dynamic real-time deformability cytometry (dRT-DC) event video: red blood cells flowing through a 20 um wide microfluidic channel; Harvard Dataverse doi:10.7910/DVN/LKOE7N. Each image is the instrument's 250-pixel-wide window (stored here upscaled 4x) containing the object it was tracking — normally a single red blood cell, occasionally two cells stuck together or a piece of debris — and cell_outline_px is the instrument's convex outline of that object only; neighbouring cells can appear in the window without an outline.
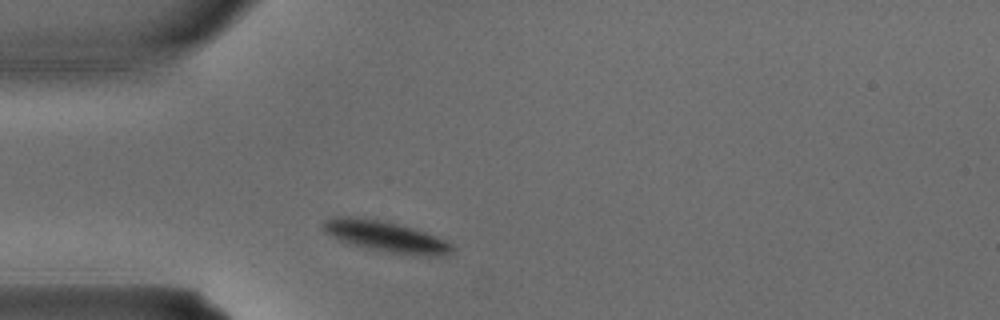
{"species": "common noctule bat (a hibernating species)", "species_latin": "Nyctalus noctula", "temperature_condition": "warm", "stored_images_in_passage": 1, "camera_frame_rate_fps": 3000, "um_per_image_px": 0.085, "animal": {"sex": "male", "body_mass_g": 15.6}, "frame": {"image": 1, "passage_image": 1, "time_ms": 0.0, "image_size_px": [1000, 320], "cell_outline_px": [[456, 248], [452, 252], [440, 256], [416, 256], [384, 252], [348, 244], [324, 232], [324, 220], [332, 216], [348, 216], [380, 220], [412, 228], [424, 232], [444, 240], [452, 244]], "centroid_in_image_um": [32.78, 20.13], "position_along_channel_um": 52.2, "area_um2": 23.24}}